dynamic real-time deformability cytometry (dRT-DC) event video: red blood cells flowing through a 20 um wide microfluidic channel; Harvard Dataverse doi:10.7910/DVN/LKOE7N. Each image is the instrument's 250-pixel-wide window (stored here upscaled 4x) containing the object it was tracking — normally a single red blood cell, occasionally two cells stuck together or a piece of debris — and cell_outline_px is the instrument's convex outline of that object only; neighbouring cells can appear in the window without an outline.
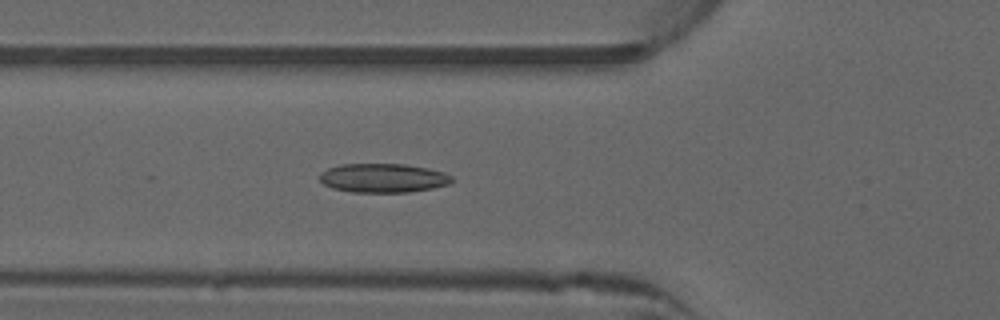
{"species": "common noctule bat (a hibernating species)", "species_latin": "Nyctalus noctula", "temperature_condition": "warm", "stored_images_in_passage": 41, "camera_frame_rate_fps": 3000, "um_per_image_px": 0.085, "animal": {"sex": "male", "forearm_length_mm": 52.5}, "frame": {"image": 1, "passage_image": 8, "time_ms": 2.333, "image_size_px": [1000, 320], "cell_outline_px": [[452, 180], [448, 184], [432, 188], [408, 192], [352, 192], [332, 188], [324, 184], [320, 180], [320, 172], [328, 168], [340, 164], [404, 164], [428, 168], [444, 172], [452, 176]], "centroid_in_image_um": [32.55, 15.12], "position_along_channel_um": 93.3, "area_um2": 22.31}}
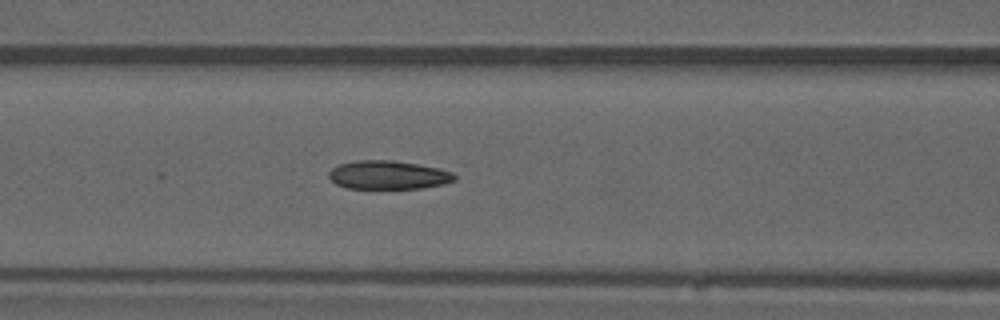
{"frame": {"image": 2, "passage_image": 11, "time_ms": 3.333, "image_size_px": [1000, 320], "cell_outline_px": [[456, 180], [444, 184], [424, 188], [348, 188], [336, 184], [328, 176], [328, 172], [332, 168], [340, 164], [356, 160], [392, 160], [440, 168], [452, 172], [456, 176]], "centroid_in_image_um": [33.02, 14.87], "position_along_channel_um": 133.6, "area_um2": 20.92}}
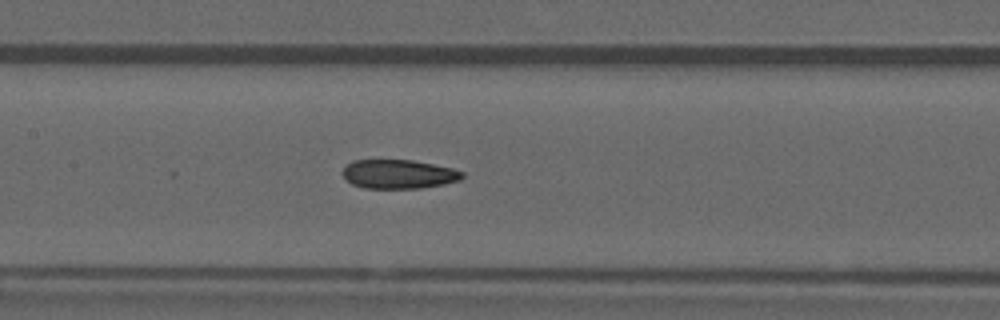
{"frame": {"image": 3, "passage_image": 14, "time_ms": 4.333, "image_size_px": [1000, 320], "cell_outline_px": [[464, 176], [460, 180], [444, 184], [420, 188], [364, 188], [352, 184], [340, 172], [352, 160], [412, 160], [452, 168], [464, 172]], "centroid_in_image_um": [33.88, 14.8], "position_along_channel_um": 173.5, "area_um2": 20.17}, "authors_computed_cell_mechanics": {"area_um2": 20.9236, "velocity_mm_per_s": 3.9829, "shape_relaxation_time_tau1_ms": null, "shape_relaxation_time_tau2_ms": 1.8009, "deformation_change_tau1": null, "deformation_change_tau2": 0.0777}}